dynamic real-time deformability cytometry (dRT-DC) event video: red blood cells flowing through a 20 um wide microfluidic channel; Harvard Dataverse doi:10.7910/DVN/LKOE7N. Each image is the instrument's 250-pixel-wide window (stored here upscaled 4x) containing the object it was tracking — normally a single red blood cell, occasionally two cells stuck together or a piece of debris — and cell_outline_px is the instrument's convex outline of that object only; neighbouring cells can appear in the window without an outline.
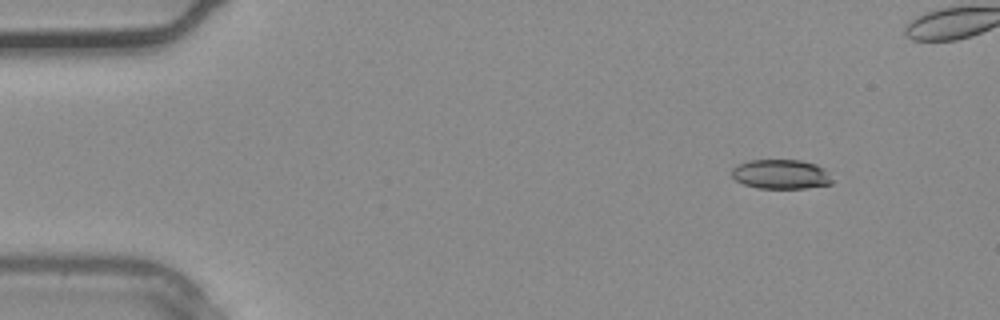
{"species": "common noctule bat (a hibernating species)", "species_latin": "Nyctalus noctula", "temperature_condition": "warm", "stored_images_in_passage": 4, "camera_frame_rate_fps": 3000, "um_per_image_px": 0.085, "animal": {"sex": "male", "body_mass_g": 20.4}, "frame": {"image": 1, "passage_image": 1, "time_ms": 0.0, "image_size_px": [1000, 320], "cell_outline_px": [[832, 184], [804, 188], [756, 188], [744, 184], [736, 180], [732, 176], [732, 168], [740, 164], [752, 160], [800, 160], [816, 164], [824, 168], [832, 180]], "centroid_in_image_um": [66.39, 14.81], "position_along_channel_um": 18.6, "area_um2": 17.11}}
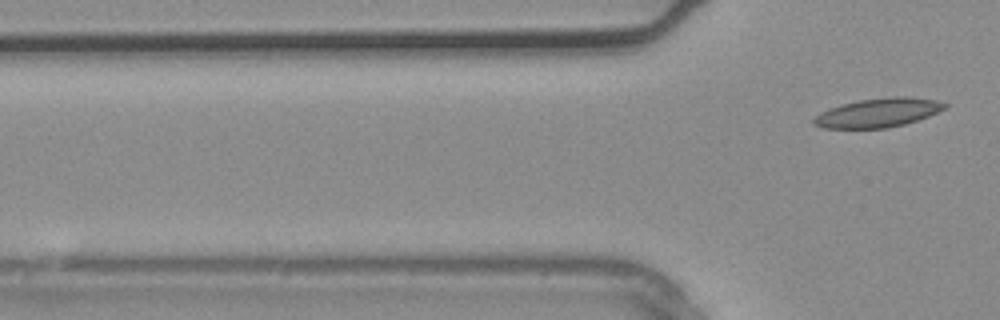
{"frame": {"image": 2, "passage_image": 4, "time_ms": 1.0, "image_size_px": [1000, 320], "cell_outline_px": [[948, 108], [928, 116], [904, 124], [884, 128], [824, 128], [812, 124], [812, 120], [820, 112], [844, 104], [860, 100], [892, 96], [904, 96], [936, 100], [948, 104]], "centroid_in_image_um": [74.66, 9.58], "position_along_channel_um": 51.1, "area_um2": 21.91}}